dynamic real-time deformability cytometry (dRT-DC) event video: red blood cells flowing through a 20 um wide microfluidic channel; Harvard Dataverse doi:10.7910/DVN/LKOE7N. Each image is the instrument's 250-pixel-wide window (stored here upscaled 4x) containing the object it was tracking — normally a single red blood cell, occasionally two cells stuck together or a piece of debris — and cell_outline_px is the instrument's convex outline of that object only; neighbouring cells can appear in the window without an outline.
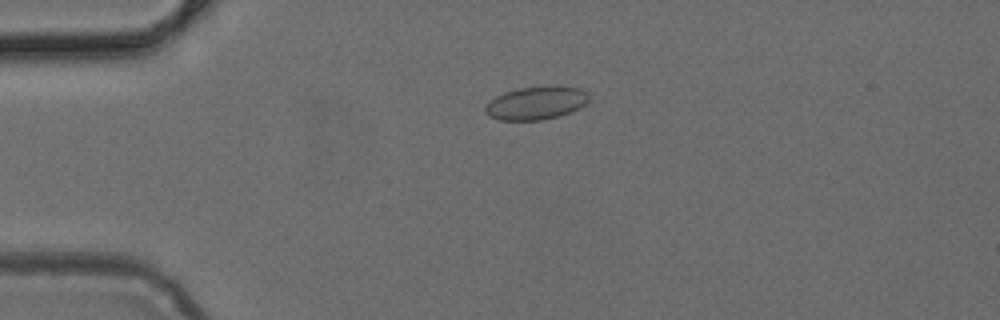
{"species": "common noctule bat (a hibernating species)", "species_latin": "Nyctalus noctula", "temperature_condition": "cold", "stored_images_in_passage": 4, "camera_frame_rate_fps": 3000, "um_per_image_px": 0.085, "animal": {"sex": "female", "body_mass_g": 24.6, "forearm_length_mm": 56.2}, "frame": {"image": 1, "passage_image": 4, "time_ms": 1.0, "image_size_px": [1000, 320], "cell_outline_px": [[588, 100], [580, 108], [556, 116], [540, 120], [500, 120], [488, 116], [484, 112], [484, 108], [496, 96], [504, 92], [520, 88], [548, 84], [556, 84], [580, 88], [588, 92]], "centroid_in_image_um": [45.58, 8.72], "position_along_channel_um": 39.4, "area_um2": 20.23}}